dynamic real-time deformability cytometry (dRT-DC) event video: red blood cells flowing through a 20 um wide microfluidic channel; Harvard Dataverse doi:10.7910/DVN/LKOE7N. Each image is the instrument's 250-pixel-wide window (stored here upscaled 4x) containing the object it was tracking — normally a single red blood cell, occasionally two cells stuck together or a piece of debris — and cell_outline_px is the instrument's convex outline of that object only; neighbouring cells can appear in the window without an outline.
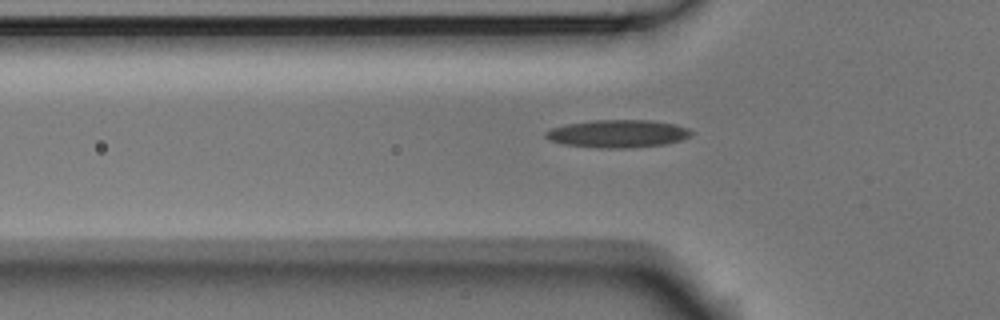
{"species": "Egyptian fruit bat (a non-hibernating species)", "species_latin": "Rousettus aegyptiacus", "temperature_condition": "room temperature", "stored_images_in_passage": 5, "camera_frame_rate_fps": 3000, "um_per_image_px": 0.085, "animal": {"sex": "male"}, "frame": {"image": 1, "passage_image": 2, "time_ms": 0.333, "image_size_px": [1000, 320], "cell_outline_px": [[692, 136], [680, 140], [664, 144], [624, 148], [596, 148], [564, 144], [548, 140], [544, 136], [544, 132], [552, 128], [568, 124], [596, 120], [648, 120], [676, 124], [688, 128], [692, 132]], "centroid_in_image_um": [52.5, 11.36], "position_along_channel_um": 73.3, "area_um2": 23.47}}